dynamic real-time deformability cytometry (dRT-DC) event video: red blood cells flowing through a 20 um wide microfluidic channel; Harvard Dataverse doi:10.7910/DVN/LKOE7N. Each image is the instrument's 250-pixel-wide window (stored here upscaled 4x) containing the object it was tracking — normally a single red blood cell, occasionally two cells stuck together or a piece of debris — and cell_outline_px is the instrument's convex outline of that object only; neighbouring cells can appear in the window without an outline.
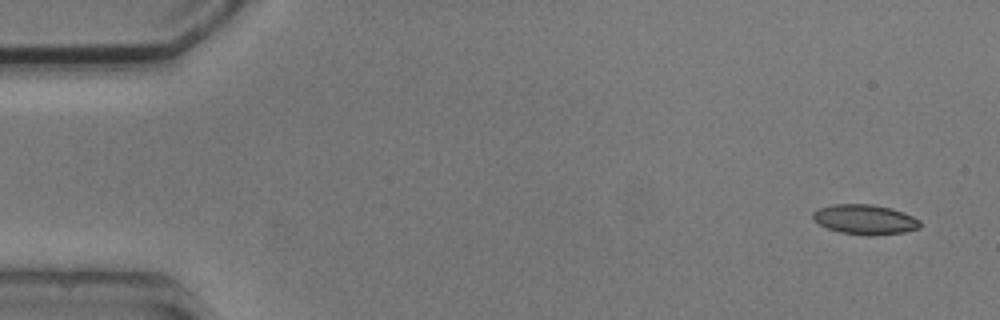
{"species": "common noctule bat (a hibernating species)", "species_latin": "Nyctalus noctula", "temperature_condition": "cold", "stored_images_in_passage": 8, "camera_frame_rate_fps": 3000, "um_per_image_px": 0.085, "animal": {"sex": "male", "body_mass_g": 20.5, "forearm_length_mm": 52.5}, "frame": {"image": 1, "passage_image": 1, "time_ms": 0.0, "image_size_px": [1000, 320], "cell_outline_px": [[920, 228], [904, 232], [868, 236], [840, 232], [828, 228], [820, 224], [812, 216], [812, 212], [820, 208], [832, 204], [872, 204], [892, 208], [904, 212], [920, 220]], "centroid_in_image_um": [73.55, 18.65], "position_along_channel_um": 11.5, "area_um2": 18.61}}
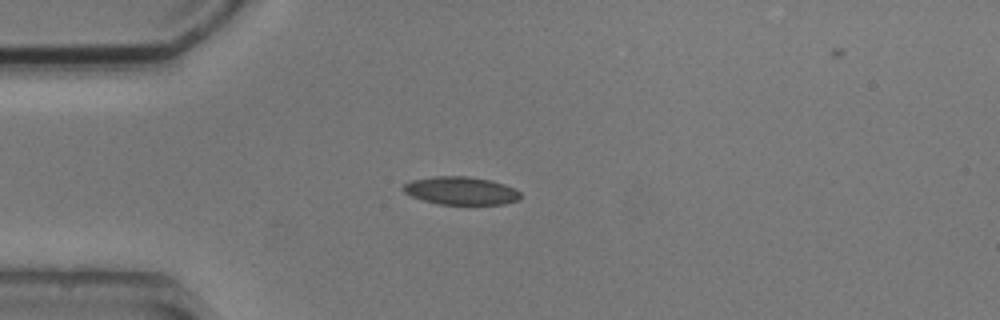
{"frame": {"image": 2, "passage_image": 4, "time_ms": 3.667, "image_size_px": [1000, 320], "cell_outline_px": [[520, 200], [504, 204], [440, 204], [424, 200], [412, 196], [404, 192], [404, 184], [412, 180], [432, 176], [468, 176], [492, 180], [504, 184], [520, 192]], "centroid_in_image_um": [39.2, 16.2], "position_along_channel_um": 45.8, "area_um2": 19.02}}